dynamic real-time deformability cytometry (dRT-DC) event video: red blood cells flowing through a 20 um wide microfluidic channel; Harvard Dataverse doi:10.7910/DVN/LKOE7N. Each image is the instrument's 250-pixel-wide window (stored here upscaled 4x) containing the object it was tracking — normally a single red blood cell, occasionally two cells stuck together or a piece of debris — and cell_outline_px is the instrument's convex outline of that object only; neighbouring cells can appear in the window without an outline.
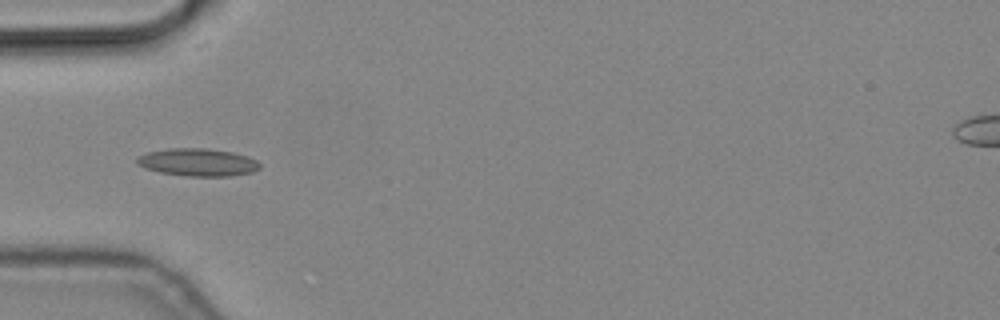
{"species": "common noctule bat (a hibernating species)", "species_latin": "Nyctalus noctula", "temperature_condition": "cold", "stored_images_in_passage": 6, "camera_frame_rate_fps": 3000, "um_per_image_px": 0.085, "animal": {"sex": "male", "body_mass_g": 19.2, "forearm_length_mm": 51.8}, "frame": {"image": 1, "passage_image": 4, "time_ms": 1.0, "image_size_px": [1000, 320], "cell_outline_px": [[260, 168], [252, 172], [232, 176], [188, 176], [160, 172], [144, 168], [136, 164], [136, 156], [148, 152], [168, 148], [204, 148], [232, 152], [248, 156], [256, 160], [260, 164]], "centroid_in_image_um": [16.79, 13.79], "position_along_channel_um": 68.2, "area_um2": 19.88}}
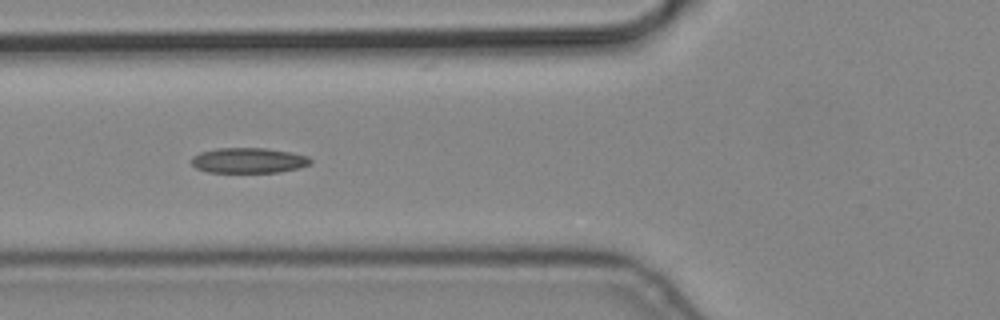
{"frame": {"image": 2, "passage_image": 5, "time_ms": 1.333, "image_size_px": [1000, 320], "cell_outline_px": [[312, 164], [300, 168], [280, 172], [208, 172], [196, 168], [192, 164], [192, 156], [200, 152], [216, 148], [264, 148], [288, 152], [308, 156], [312, 160]], "centroid_in_image_um": [21.14, 13.64], "position_along_channel_um": 104.7, "area_um2": 17.57}}
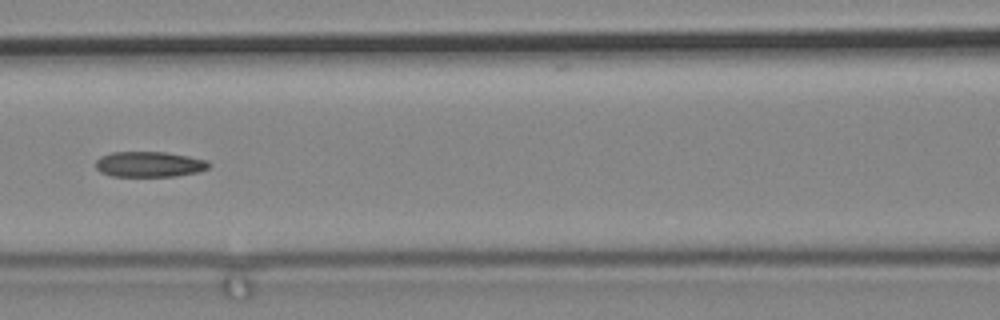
{"frame": {"image": 3, "passage_image": 6, "time_ms": 1.667, "image_size_px": [1000, 320], "cell_outline_px": [[212, 164], [208, 168], [200, 172], [176, 176], [112, 176], [100, 172], [96, 168], [96, 160], [100, 156], [112, 152], [164, 152], [188, 156], [208, 160]], "centroid_in_image_um": [12.72, 13.96], "position_along_channel_um": 153.9, "area_um2": 16.94}}